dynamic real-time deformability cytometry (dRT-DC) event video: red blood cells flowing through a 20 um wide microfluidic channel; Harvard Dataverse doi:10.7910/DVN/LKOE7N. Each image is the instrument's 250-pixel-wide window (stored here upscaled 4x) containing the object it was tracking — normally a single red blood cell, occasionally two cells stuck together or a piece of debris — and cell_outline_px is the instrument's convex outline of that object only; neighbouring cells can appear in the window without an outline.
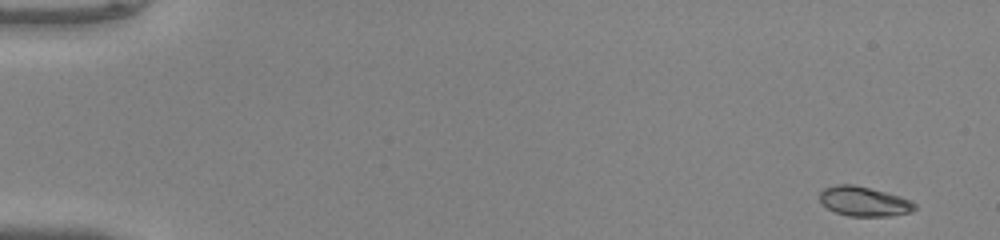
{"species": "common noctule bat (a hibernating species)", "species_latin": "Nyctalus noctula", "temperature_condition": "warm", "stored_images_in_passage": 49, "camera_frame_rate_fps": 3000, "um_per_image_px": 0.085, "animal": {"sex": "male", "body_mass_g": 20.0, "forearm_length_mm": 53.3}, "frame": {"image": 1, "passage_image": 1, "time_ms": 0.0, "image_size_px": [1000, 240], "cell_outline_px": [[916, 208], [908, 212], [888, 216], [848, 216], [836, 212], [828, 208], [820, 200], [820, 192], [824, 188], [836, 184], [852, 184], [900, 196], [912, 200], [916, 204]], "centroid_in_image_um": [73.44, 17.11], "position_along_channel_um": 11.6, "area_um2": 16.18}}
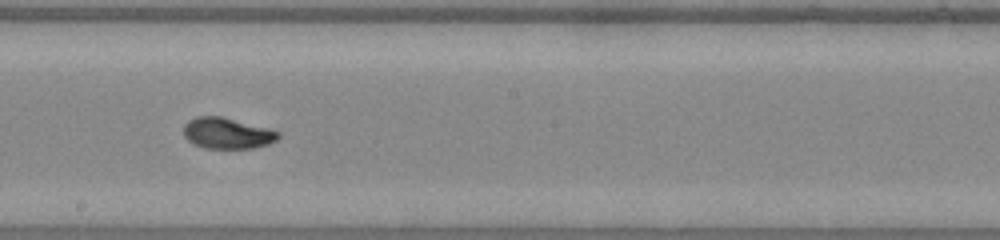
{"frame": {"image": 2, "passage_image": 28, "time_ms": 9.0, "image_size_px": [1000, 240], "cell_outline_px": [[280, 136], [276, 140], [268, 144], [252, 148], [204, 148], [192, 144], [184, 136], [184, 124], [188, 120], [196, 116], [220, 116], [268, 128], [280, 132]], "centroid_in_image_um": [19.28, 11.32], "position_along_channel_um": 228.9, "area_um2": 17.11}}
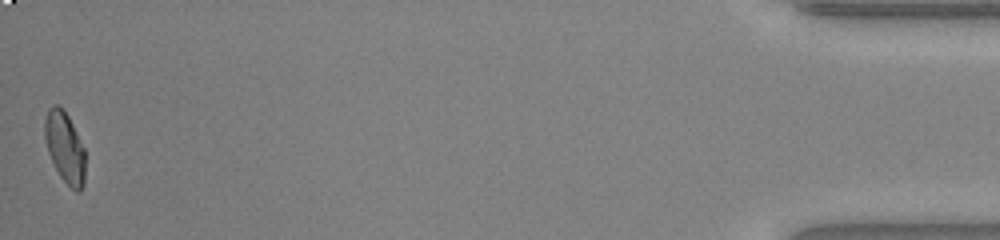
{"frame": {"image": 3, "passage_image": 49, "time_ms": 16.0, "image_size_px": [1000, 240], "cell_outline_px": [[84, 184], [80, 192], [76, 192], [60, 176], [48, 152], [44, 136], [44, 120], [48, 108], [52, 104], [56, 104], [64, 108], [84, 148]], "centroid_in_image_um": [5.49, 12.48], "position_along_channel_um": 429.7, "area_um2": 16.65}, "authors_computed_cell_mechanics": {"area_um2": 16.762, "velocity_mm_per_s": 4.1292, "shape_relaxation_time_tau1_ms": 7.6649, "shape_relaxation_time_tau2_ms": 1.2031, "deformation_change_tau1": 0.2557, "deformation_change_tau2": 0.0476}}